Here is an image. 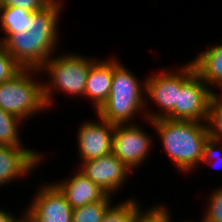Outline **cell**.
Here are the masks:
<instances>
[{
    "instance_id": "obj_19",
    "label": "cell",
    "mask_w": 222,
    "mask_h": 222,
    "mask_svg": "<svg viewBox=\"0 0 222 222\" xmlns=\"http://www.w3.org/2000/svg\"><path fill=\"white\" fill-rule=\"evenodd\" d=\"M113 196L106 195L98 202L73 209L72 222H101L104 212L112 203Z\"/></svg>"
},
{
    "instance_id": "obj_27",
    "label": "cell",
    "mask_w": 222,
    "mask_h": 222,
    "mask_svg": "<svg viewBox=\"0 0 222 222\" xmlns=\"http://www.w3.org/2000/svg\"><path fill=\"white\" fill-rule=\"evenodd\" d=\"M23 222H32L29 217H27Z\"/></svg>"
},
{
    "instance_id": "obj_4",
    "label": "cell",
    "mask_w": 222,
    "mask_h": 222,
    "mask_svg": "<svg viewBox=\"0 0 222 222\" xmlns=\"http://www.w3.org/2000/svg\"><path fill=\"white\" fill-rule=\"evenodd\" d=\"M96 60L94 57L80 55L79 53H64L55 55V53L39 68L41 74L48 73V81H42L43 98L46 107L54 104V93L60 91L67 93L72 97H84L87 76L90 65ZM58 90V91H57ZM83 96V97H82Z\"/></svg>"
},
{
    "instance_id": "obj_25",
    "label": "cell",
    "mask_w": 222,
    "mask_h": 222,
    "mask_svg": "<svg viewBox=\"0 0 222 222\" xmlns=\"http://www.w3.org/2000/svg\"><path fill=\"white\" fill-rule=\"evenodd\" d=\"M53 0H0L1 7L12 6L25 9L30 12L41 11Z\"/></svg>"
},
{
    "instance_id": "obj_3",
    "label": "cell",
    "mask_w": 222,
    "mask_h": 222,
    "mask_svg": "<svg viewBox=\"0 0 222 222\" xmlns=\"http://www.w3.org/2000/svg\"><path fill=\"white\" fill-rule=\"evenodd\" d=\"M117 58L113 57V77L109 97L96 112L113 124H127L135 115L146 120V80L141 81ZM136 76V77H135ZM141 112V114H140Z\"/></svg>"
},
{
    "instance_id": "obj_2",
    "label": "cell",
    "mask_w": 222,
    "mask_h": 222,
    "mask_svg": "<svg viewBox=\"0 0 222 222\" xmlns=\"http://www.w3.org/2000/svg\"><path fill=\"white\" fill-rule=\"evenodd\" d=\"M147 123L156 130L166 155L180 172L192 173L201 166L209 138L206 122L160 118Z\"/></svg>"
},
{
    "instance_id": "obj_26",
    "label": "cell",
    "mask_w": 222,
    "mask_h": 222,
    "mask_svg": "<svg viewBox=\"0 0 222 222\" xmlns=\"http://www.w3.org/2000/svg\"><path fill=\"white\" fill-rule=\"evenodd\" d=\"M24 212L22 216L18 218L16 214L14 215L7 210L5 211V208H0V222H23L28 217L27 209Z\"/></svg>"
},
{
    "instance_id": "obj_12",
    "label": "cell",
    "mask_w": 222,
    "mask_h": 222,
    "mask_svg": "<svg viewBox=\"0 0 222 222\" xmlns=\"http://www.w3.org/2000/svg\"><path fill=\"white\" fill-rule=\"evenodd\" d=\"M41 161H45L44 157L36 149L0 145V188L29 176Z\"/></svg>"
},
{
    "instance_id": "obj_23",
    "label": "cell",
    "mask_w": 222,
    "mask_h": 222,
    "mask_svg": "<svg viewBox=\"0 0 222 222\" xmlns=\"http://www.w3.org/2000/svg\"><path fill=\"white\" fill-rule=\"evenodd\" d=\"M22 69L0 43V83L12 79Z\"/></svg>"
},
{
    "instance_id": "obj_18",
    "label": "cell",
    "mask_w": 222,
    "mask_h": 222,
    "mask_svg": "<svg viewBox=\"0 0 222 222\" xmlns=\"http://www.w3.org/2000/svg\"><path fill=\"white\" fill-rule=\"evenodd\" d=\"M140 203L134 197L123 202L111 203L104 212L101 222H133L136 213L141 208Z\"/></svg>"
},
{
    "instance_id": "obj_17",
    "label": "cell",
    "mask_w": 222,
    "mask_h": 222,
    "mask_svg": "<svg viewBox=\"0 0 222 222\" xmlns=\"http://www.w3.org/2000/svg\"><path fill=\"white\" fill-rule=\"evenodd\" d=\"M23 122L20 118L0 108V145L24 146L20 136Z\"/></svg>"
},
{
    "instance_id": "obj_1",
    "label": "cell",
    "mask_w": 222,
    "mask_h": 222,
    "mask_svg": "<svg viewBox=\"0 0 222 222\" xmlns=\"http://www.w3.org/2000/svg\"><path fill=\"white\" fill-rule=\"evenodd\" d=\"M63 0H53L41 11L33 12L30 29L11 34L2 45L23 69H39L58 49V23ZM57 48V49H56Z\"/></svg>"
},
{
    "instance_id": "obj_7",
    "label": "cell",
    "mask_w": 222,
    "mask_h": 222,
    "mask_svg": "<svg viewBox=\"0 0 222 222\" xmlns=\"http://www.w3.org/2000/svg\"><path fill=\"white\" fill-rule=\"evenodd\" d=\"M138 123L115 124L112 153L132 172L149 157L153 139Z\"/></svg>"
},
{
    "instance_id": "obj_21",
    "label": "cell",
    "mask_w": 222,
    "mask_h": 222,
    "mask_svg": "<svg viewBox=\"0 0 222 222\" xmlns=\"http://www.w3.org/2000/svg\"><path fill=\"white\" fill-rule=\"evenodd\" d=\"M138 210L133 222H169L172 218L170 213V208L165 204H156L148 209Z\"/></svg>"
},
{
    "instance_id": "obj_20",
    "label": "cell",
    "mask_w": 222,
    "mask_h": 222,
    "mask_svg": "<svg viewBox=\"0 0 222 222\" xmlns=\"http://www.w3.org/2000/svg\"><path fill=\"white\" fill-rule=\"evenodd\" d=\"M209 138L222 142V93H214L206 121Z\"/></svg>"
},
{
    "instance_id": "obj_8",
    "label": "cell",
    "mask_w": 222,
    "mask_h": 222,
    "mask_svg": "<svg viewBox=\"0 0 222 222\" xmlns=\"http://www.w3.org/2000/svg\"><path fill=\"white\" fill-rule=\"evenodd\" d=\"M43 185V186H42ZM37 189L27 208L32 222H72L73 208L60 190L51 182Z\"/></svg>"
},
{
    "instance_id": "obj_11",
    "label": "cell",
    "mask_w": 222,
    "mask_h": 222,
    "mask_svg": "<svg viewBox=\"0 0 222 222\" xmlns=\"http://www.w3.org/2000/svg\"><path fill=\"white\" fill-rule=\"evenodd\" d=\"M214 93L195 72L178 90V120L206 122Z\"/></svg>"
},
{
    "instance_id": "obj_6",
    "label": "cell",
    "mask_w": 222,
    "mask_h": 222,
    "mask_svg": "<svg viewBox=\"0 0 222 222\" xmlns=\"http://www.w3.org/2000/svg\"><path fill=\"white\" fill-rule=\"evenodd\" d=\"M184 67H180L173 72L163 69L159 74H153L145 78L146 80V100L159 107L160 111L153 112L146 101V120L168 118L178 120V90L196 72L194 65L189 61ZM148 97V98H147Z\"/></svg>"
},
{
    "instance_id": "obj_13",
    "label": "cell",
    "mask_w": 222,
    "mask_h": 222,
    "mask_svg": "<svg viewBox=\"0 0 222 222\" xmlns=\"http://www.w3.org/2000/svg\"><path fill=\"white\" fill-rule=\"evenodd\" d=\"M74 173L76 174L73 177H66L63 178V181L57 180L52 182L64 195L73 209L98 202L107 195L79 169Z\"/></svg>"
},
{
    "instance_id": "obj_22",
    "label": "cell",
    "mask_w": 222,
    "mask_h": 222,
    "mask_svg": "<svg viewBox=\"0 0 222 222\" xmlns=\"http://www.w3.org/2000/svg\"><path fill=\"white\" fill-rule=\"evenodd\" d=\"M207 199V209L204 216L202 215V221L222 222V186L214 189Z\"/></svg>"
},
{
    "instance_id": "obj_10",
    "label": "cell",
    "mask_w": 222,
    "mask_h": 222,
    "mask_svg": "<svg viewBox=\"0 0 222 222\" xmlns=\"http://www.w3.org/2000/svg\"><path fill=\"white\" fill-rule=\"evenodd\" d=\"M86 120L77 130L78 152L80 161L98 159L112 152L113 130L115 124L102 119Z\"/></svg>"
},
{
    "instance_id": "obj_24",
    "label": "cell",
    "mask_w": 222,
    "mask_h": 222,
    "mask_svg": "<svg viewBox=\"0 0 222 222\" xmlns=\"http://www.w3.org/2000/svg\"><path fill=\"white\" fill-rule=\"evenodd\" d=\"M213 161L222 166V142L208 138L204 144L203 159L201 164L206 163L214 168L219 166V164L214 165L215 163Z\"/></svg>"
},
{
    "instance_id": "obj_5",
    "label": "cell",
    "mask_w": 222,
    "mask_h": 222,
    "mask_svg": "<svg viewBox=\"0 0 222 222\" xmlns=\"http://www.w3.org/2000/svg\"><path fill=\"white\" fill-rule=\"evenodd\" d=\"M40 75L39 69H22L12 79L0 83V108L22 121L46 111L43 85L35 79Z\"/></svg>"
},
{
    "instance_id": "obj_15",
    "label": "cell",
    "mask_w": 222,
    "mask_h": 222,
    "mask_svg": "<svg viewBox=\"0 0 222 222\" xmlns=\"http://www.w3.org/2000/svg\"><path fill=\"white\" fill-rule=\"evenodd\" d=\"M215 45V46H214ZM208 46L192 60L196 73L210 87L222 90V43Z\"/></svg>"
},
{
    "instance_id": "obj_16",
    "label": "cell",
    "mask_w": 222,
    "mask_h": 222,
    "mask_svg": "<svg viewBox=\"0 0 222 222\" xmlns=\"http://www.w3.org/2000/svg\"><path fill=\"white\" fill-rule=\"evenodd\" d=\"M33 19V12L19 7L5 6L0 11V30L5 36L0 37L2 44L11 34L28 31Z\"/></svg>"
},
{
    "instance_id": "obj_14",
    "label": "cell",
    "mask_w": 222,
    "mask_h": 222,
    "mask_svg": "<svg viewBox=\"0 0 222 222\" xmlns=\"http://www.w3.org/2000/svg\"><path fill=\"white\" fill-rule=\"evenodd\" d=\"M113 77V58L97 59L90 65L84 98L90 99L95 112L107 101Z\"/></svg>"
},
{
    "instance_id": "obj_9",
    "label": "cell",
    "mask_w": 222,
    "mask_h": 222,
    "mask_svg": "<svg viewBox=\"0 0 222 222\" xmlns=\"http://www.w3.org/2000/svg\"><path fill=\"white\" fill-rule=\"evenodd\" d=\"M80 164L79 170L111 196L120 191L131 174V170L112 152Z\"/></svg>"
}]
</instances>
